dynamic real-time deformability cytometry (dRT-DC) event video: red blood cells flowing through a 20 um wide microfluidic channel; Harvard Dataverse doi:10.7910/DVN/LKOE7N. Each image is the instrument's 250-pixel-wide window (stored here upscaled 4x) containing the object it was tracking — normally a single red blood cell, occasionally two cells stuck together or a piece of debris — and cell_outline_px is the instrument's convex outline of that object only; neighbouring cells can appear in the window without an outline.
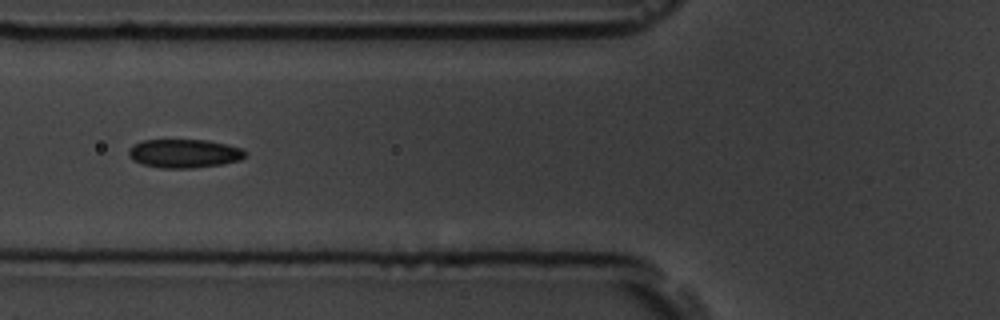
{"species": "common noctule bat (a hibernating species)", "species_latin": "Nyctalus noctula", "temperature_condition": "room temperature", "stored_images_in_passage": 8, "camera_frame_rate_fps": 3000, "um_per_image_px": 0.085, "animal": {"sex": "male", "body_mass_g": 19.5, "forearm_length_mm": 54.6}, "frame": {"image": 1, "passage_image": 4, "time_ms": 4.333, "image_size_px": [1000, 320], "cell_outline_px": [[248, 152], [240, 160], [224, 164], [192, 168], [160, 168], [144, 164], [132, 160], [128, 156], [128, 152], [136, 144], [144, 140], [208, 140], [228, 144], [240, 148]], "centroid_in_image_um": [15.7, 13.05], "position_along_channel_um": 110.1, "area_um2": 19.42}}
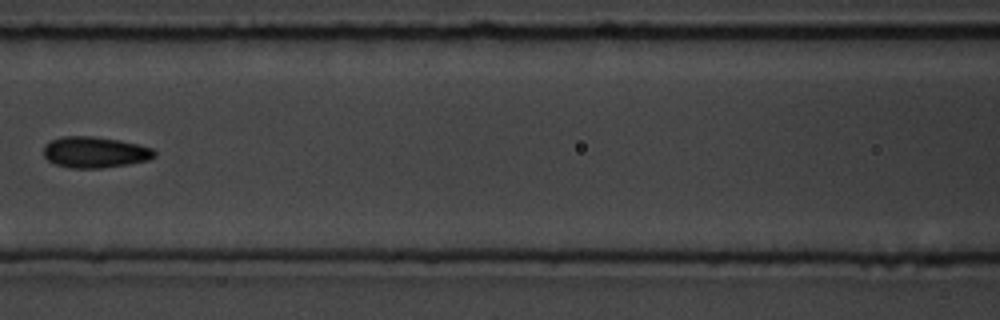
{"frame": {"image": 2, "passage_image": 5, "time_ms": 5.667, "image_size_px": [1000, 320], "cell_outline_px": [[156, 156], [148, 160], [128, 164], [100, 168], [72, 168], [56, 164], [48, 160], [44, 156], [44, 144], [52, 140], [64, 136], [92, 136], [120, 140], [152, 148], [156, 152]], "centroid_in_image_um": [8.07, 12.94], "position_along_channel_um": 158.5, "area_um2": 20.0}}
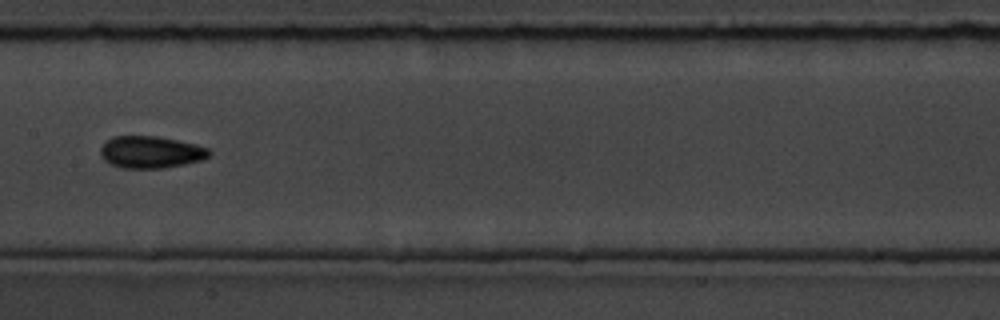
{"frame": {"image": 3, "passage_image": 6, "time_ms": 6.667, "image_size_px": [1000, 320], "cell_outline_px": [[212, 152], [204, 160], [164, 168], [124, 168], [112, 164], [104, 160], [100, 156], [100, 148], [112, 136], [156, 136], [196, 144], [208, 148]], "centroid_in_image_um": [12.83, 12.93], "position_along_channel_um": 194.6, "area_um2": 20.29}}